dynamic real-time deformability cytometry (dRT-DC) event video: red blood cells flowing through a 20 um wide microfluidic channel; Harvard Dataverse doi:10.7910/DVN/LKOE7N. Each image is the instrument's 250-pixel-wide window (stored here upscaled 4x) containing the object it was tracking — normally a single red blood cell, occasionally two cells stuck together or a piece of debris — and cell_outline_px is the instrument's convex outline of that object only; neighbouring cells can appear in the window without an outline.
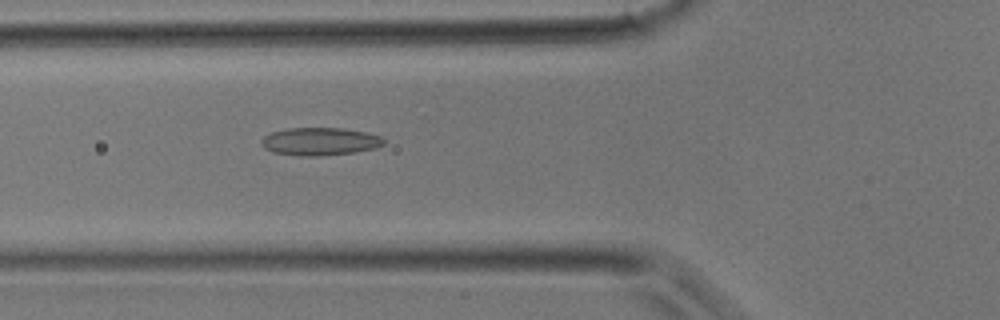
{"species": "common noctule bat (a hibernating species)", "species_latin": "Nyctalus noctula", "temperature_condition": "room temperature", "stored_images_in_passage": 36, "camera_frame_rate_fps": 3000, "um_per_image_px": 0.085, "animal": {"sex": "male", "body_mass_g": 17.9}, "frame": {"image": 1, "passage_image": 13, "time_ms": 4.0, "image_size_px": [1000, 320], "cell_outline_px": [[384, 144], [376, 148], [356, 152], [320, 156], [300, 156], [272, 152], [264, 148], [260, 144], [260, 140], [264, 136], [272, 132], [288, 128], [344, 128], [364, 132], [380, 136], [384, 140]], "centroid_in_image_um": [27.17, 12.03], "position_along_channel_um": 98.6, "area_um2": 19.94}}
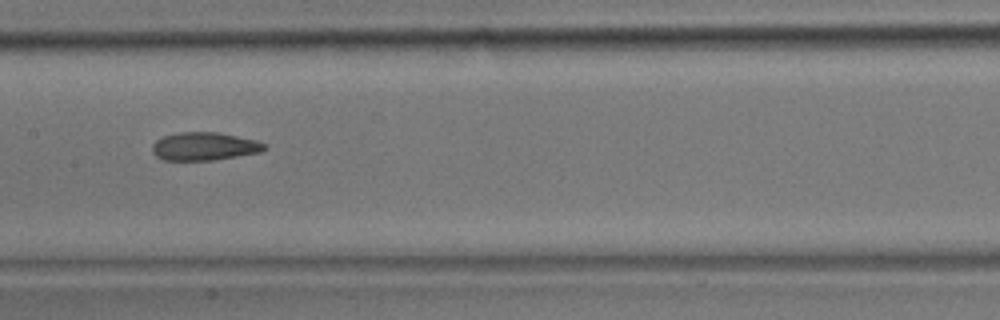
{"frame": {"image": 2, "passage_image": 18, "time_ms": 5.667, "image_size_px": [1000, 320], "cell_outline_px": [[268, 148], [260, 152], [212, 160], [164, 160], [156, 156], [152, 152], [152, 144], [156, 140], [164, 136], [180, 132], [220, 132], [256, 140], [268, 144]], "centroid_in_image_um": [17.39, 12.43], "position_along_channel_um": 190.0, "area_um2": 18.44}}
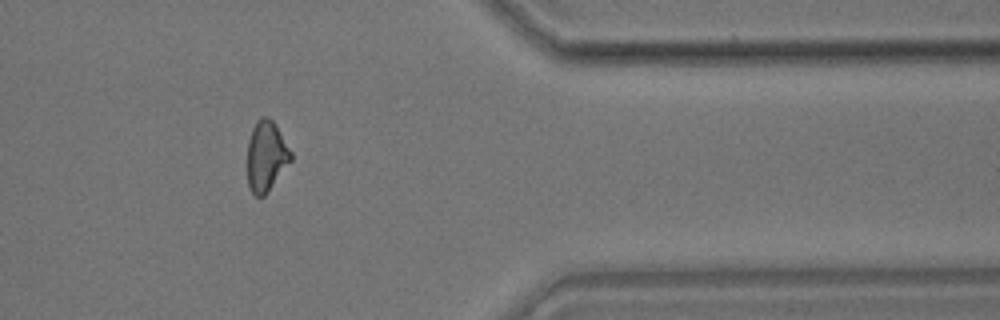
{"frame": {"image": 3, "passage_image": 30, "time_ms": 9.667, "image_size_px": [1000, 320], "cell_outline_px": [[292, 160], [264, 196], [256, 196], [252, 192], [248, 184], [248, 140], [252, 128], [256, 120], [260, 116], [268, 116], [276, 124], [292, 152]], "centroid_in_image_um": [22.64, 13.22], "position_along_channel_um": 388.8, "area_um2": 17.92}}